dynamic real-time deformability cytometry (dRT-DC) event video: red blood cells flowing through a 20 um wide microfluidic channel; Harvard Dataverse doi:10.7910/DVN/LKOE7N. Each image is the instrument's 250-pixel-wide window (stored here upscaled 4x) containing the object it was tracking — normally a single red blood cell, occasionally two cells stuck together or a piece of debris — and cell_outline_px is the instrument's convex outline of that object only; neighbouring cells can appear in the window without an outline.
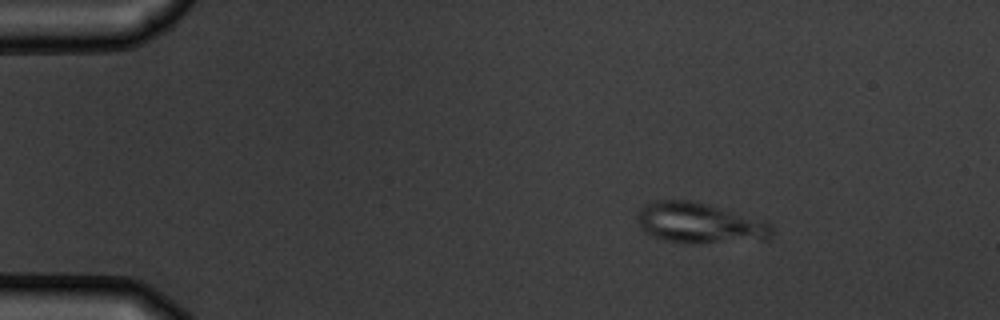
{"species": "common noctule bat (a hibernating species)", "species_latin": "Nyctalus noctula", "temperature_condition": "warm", "stored_images_in_passage": 7, "camera_frame_rate_fps": 3000, "um_per_image_px": 0.085, "animal": {"sex": "male", "body_mass_g": 19.5, "forearm_length_mm": 54.6}, "frame": {"image": 1, "passage_image": 2, "time_ms": 1.0, "image_size_px": [1000, 320], "cell_outline_px": [[772, 236], [764, 240], [704, 244], [684, 244], [660, 240], [644, 232], [640, 228], [640, 208], [644, 204], [656, 200], [692, 200], [708, 204], [764, 220], [772, 224]], "centroid_in_image_um": [59.49, 18.99], "position_along_channel_um": 25.5, "area_um2": 32.37}}